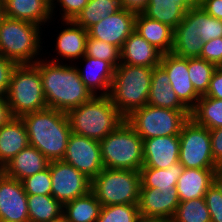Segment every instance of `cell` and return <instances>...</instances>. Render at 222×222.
Masks as SVG:
<instances>
[{
    "label": "cell",
    "mask_w": 222,
    "mask_h": 222,
    "mask_svg": "<svg viewBox=\"0 0 222 222\" xmlns=\"http://www.w3.org/2000/svg\"><path fill=\"white\" fill-rule=\"evenodd\" d=\"M29 222H54L63 217V205L52 195H27Z\"/></svg>",
    "instance_id": "obj_29"
},
{
    "label": "cell",
    "mask_w": 222,
    "mask_h": 222,
    "mask_svg": "<svg viewBox=\"0 0 222 222\" xmlns=\"http://www.w3.org/2000/svg\"><path fill=\"white\" fill-rule=\"evenodd\" d=\"M152 73L151 67L122 63L114 69L108 96L124 117L148 104Z\"/></svg>",
    "instance_id": "obj_5"
},
{
    "label": "cell",
    "mask_w": 222,
    "mask_h": 222,
    "mask_svg": "<svg viewBox=\"0 0 222 222\" xmlns=\"http://www.w3.org/2000/svg\"><path fill=\"white\" fill-rule=\"evenodd\" d=\"M134 31L163 54L172 52L174 29L170 26L137 13Z\"/></svg>",
    "instance_id": "obj_25"
},
{
    "label": "cell",
    "mask_w": 222,
    "mask_h": 222,
    "mask_svg": "<svg viewBox=\"0 0 222 222\" xmlns=\"http://www.w3.org/2000/svg\"><path fill=\"white\" fill-rule=\"evenodd\" d=\"M172 219L175 222H211L204 197L181 201Z\"/></svg>",
    "instance_id": "obj_35"
},
{
    "label": "cell",
    "mask_w": 222,
    "mask_h": 222,
    "mask_svg": "<svg viewBox=\"0 0 222 222\" xmlns=\"http://www.w3.org/2000/svg\"><path fill=\"white\" fill-rule=\"evenodd\" d=\"M2 16H3V15H2L1 10H0V22H1V18H2Z\"/></svg>",
    "instance_id": "obj_54"
},
{
    "label": "cell",
    "mask_w": 222,
    "mask_h": 222,
    "mask_svg": "<svg viewBox=\"0 0 222 222\" xmlns=\"http://www.w3.org/2000/svg\"><path fill=\"white\" fill-rule=\"evenodd\" d=\"M61 24L63 29H61L62 26L59 27L60 32L58 31V34H56V43H53L55 49L52 48L56 54L54 57V54L51 55L50 53L48 56L54 59L50 57L49 61L64 63L66 60L69 64H72V62L74 64L76 60H80L85 55L88 33L86 29L77 25L73 20H62Z\"/></svg>",
    "instance_id": "obj_16"
},
{
    "label": "cell",
    "mask_w": 222,
    "mask_h": 222,
    "mask_svg": "<svg viewBox=\"0 0 222 222\" xmlns=\"http://www.w3.org/2000/svg\"><path fill=\"white\" fill-rule=\"evenodd\" d=\"M212 157L222 167V127L210 129Z\"/></svg>",
    "instance_id": "obj_44"
},
{
    "label": "cell",
    "mask_w": 222,
    "mask_h": 222,
    "mask_svg": "<svg viewBox=\"0 0 222 222\" xmlns=\"http://www.w3.org/2000/svg\"><path fill=\"white\" fill-rule=\"evenodd\" d=\"M89 0H56L54 6L51 8V15L53 20L59 17L58 21L62 20H74L78 14L82 11V9L88 4ZM57 5L61 8H58ZM57 7V10H56ZM59 15L55 13L58 12ZM57 16L56 18H54Z\"/></svg>",
    "instance_id": "obj_40"
},
{
    "label": "cell",
    "mask_w": 222,
    "mask_h": 222,
    "mask_svg": "<svg viewBox=\"0 0 222 222\" xmlns=\"http://www.w3.org/2000/svg\"><path fill=\"white\" fill-rule=\"evenodd\" d=\"M71 131L101 141L114 131L125 117L108 95H94L89 101L67 112Z\"/></svg>",
    "instance_id": "obj_3"
},
{
    "label": "cell",
    "mask_w": 222,
    "mask_h": 222,
    "mask_svg": "<svg viewBox=\"0 0 222 222\" xmlns=\"http://www.w3.org/2000/svg\"><path fill=\"white\" fill-rule=\"evenodd\" d=\"M54 222H67L63 217L57 221H54Z\"/></svg>",
    "instance_id": "obj_53"
},
{
    "label": "cell",
    "mask_w": 222,
    "mask_h": 222,
    "mask_svg": "<svg viewBox=\"0 0 222 222\" xmlns=\"http://www.w3.org/2000/svg\"><path fill=\"white\" fill-rule=\"evenodd\" d=\"M141 187L140 171L104 168L91 180V192L102 206L138 204Z\"/></svg>",
    "instance_id": "obj_8"
},
{
    "label": "cell",
    "mask_w": 222,
    "mask_h": 222,
    "mask_svg": "<svg viewBox=\"0 0 222 222\" xmlns=\"http://www.w3.org/2000/svg\"><path fill=\"white\" fill-rule=\"evenodd\" d=\"M97 222H142L138 204L102 206Z\"/></svg>",
    "instance_id": "obj_37"
},
{
    "label": "cell",
    "mask_w": 222,
    "mask_h": 222,
    "mask_svg": "<svg viewBox=\"0 0 222 222\" xmlns=\"http://www.w3.org/2000/svg\"><path fill=\"white\" fill-rule=\"evenodd\" d=\"M200 58L214 64L216 67L222 66V37L204 42Z\"/></svg>",
    "instance_id": "obj_42"
},
{
    "label": "cell",
    "mask_w": 222,
    "mask_h": 222,
    "mask_svg": "<svg viewBox=\"0 0 222 222\" xmlns=\"http://www.w3.org/2000/svg\"><path fill=\"white\" fill-rule=\"evenodd\" d=\"M204 42L194 30H174L172 53L184 58L200 57Z\"/></svg>",
    "instance_id": "obj_34"
},
{
    "label": "cell",
    "mask_w": 222,
    "mask_h": 222,
    "mask_svg": "<svg viewBox=\"0 0 222 222\" xmlns=\"http://www.w3.org/2000/svg\"><path fill=\"white\" fill-rule=\"evenodd\" d=\"M168 74L170 84L180 102L191 112L201 95L195 90L188 72V58L165 53L159 64Z\"/></svg>",
    "instance_id": "obj_13"
},
{
    "label": "cell",
    "mask_w": 222,
    "mask_h": 222,
    "mask_svg": "<svg viewBox=\"0 0 222 222\" xmlns=\"http://www.w3.org/2000/svg\"><path fill=\"white\" fill-rule=\"evenodd\" d=\"M27 195H51L52 181L49 167L22 180Z\"/></svg>",
    "instance_id": "obj_39"
},
{
    "label": "cell",
    "mask_w": 222,
    "mask_h": 222,
    "mask_svg": "<svg viewBox=\"0 0 222 222\" xmlns=\"http://www.w3.org/2000/svg\"><path fill=\"white\" fill-rule=\"evenodd\" d=\"M204 198L211 222H222V194L214 184L206 191Z\"/></svg>",
    "instance_id": "obj_41"
},
{
    "label": "cell",
    "mask_w": 222,
    "mask_h": 222,
    "mask_svg": "<svg viewBox=\"0 0 222 222\" xmlns=\"http://www.w3.org/2000/svg\"><path fill=\"white\" fill-rule=\"evenodd\" d=\"M190 117L209 130L222 127V99L202 95Z\"/></svg>",
    "instance_id": "obj_33"
},
{
    "label": "cell",
    "mask_w": 222,
    "mask_h": 222,
    "mask_svg": "<svg viewBox=\"0 0 222 222\" xmlns=\"http://www.w3.org/2000/svg\"><path fill=\"white\" fill-rule=\"evenodd\" d=\"M51 195L62 205L88 194L91 180L64 160L51 161Z\"/></svg>",
    "instance_id": "obj_11"
},
{
    "label": "cell",
    "mask_w": 222,
    "mask_h": 222,
    "mask_svg": "<svg viewBox=\"0 0 222 222\" xmlns=\"http://www.w3.org/2000/svg\"><path fill=\"white\" fill-rule=\"evenodd\" d=\"M148 105L172 110H188L178 99L167 72L160 65L153 68Z\"/></svg>",
    "instance_id": "obj_27"
},
{
    "label": "cell",
    "mask_w": 222,
    "mask_h": 222,
    "mask_svg": "<svg viewBox=\"0 0 222 222\" xmlns=\"http://www.w3.org/2000/svg\"><path fill=\"white\" fill-rule=\"evenodd\" d=\"M16 66L13 60L0 55V97H6L11 74Z\"/></svg>",
    "instance_id": "obj_43"
},
{
    "label": "cell",
    "mask_w": 222,
    "mask_h": 222,
    "mask_svg": "<svg viewBox=\"0 0 222 222\" xmlns=\"http://www.w3.org/2000/svg\"><path fill=\"white\" fill-rule=\"evenodd\" d=\"M200 7L210 16L222 20V0H201Z\"/></svg>",
    "instance_id": "obj_46"
},
{
    "label": "cell",
    "mask_w": 222,
    "mask_h": 222,
    "mask_svg": "<svg viewBox=\"0 0 222 222\" xmlns=\"http://www.w3.org/2000/svg\"><path fill=\"white\" fill-rule=\"evenodd\" d=\"M142 222H175V221L172 218H170V219L142 220Z\"/></svg>",
    "instance_id": "obj_51"
},
{
    "label": "cell",
    "mask_w": 222,
    "mask_h": 222,
    "mask_svg": "<svg viewBox=\"0 0 222 222\" xmlns=\"http://www.w3.org/2000/svg\"><path fill=\"white\" fill-rule=\"evenodd\" d=\"M190 116L189 110H172L147 104L132 111L125 117V121L144 140L179 135Z\"/></svg>",
    "instance_id": "obj_9"
},
{
    "label": "cell",
    "mask_w": 222,
    "mask_h": 222,
    "mask_svg": "<svg viewBox=\"0 0 222 222\" xmlns=\"http://www.w3.org/2000/svg\"><path fill=\"white\" fill-rule=\"evenodd\" d=\"M162 55L161 51L134 31L121 49V63L154 68L159 66Z\"/></svg>",
    "instance_id": "obj_21"
},
{
    "label": "cell",
    "mask_w": 222,
    "mask_h": 222,
    "mask_svg": "<svg viewBox=\"0 0 222 222\" xmlns=\"http://www.w3.org/2000/svg\"><path fill=\"white\" fill-rule=\"evenodd\" d=\"M174 30H194L203 42L222 37V20L206 13L200 6L191 8Z\"/></svg>",
    "instance_id": "obj_26"
},
{
    "label": "cell",
    "mask_w": 222,
    "mask_h": 222,
    "mask_svg": "<svg viewBox=\"0 0 222 222\" xmlns=\"http://www.w3.org/2000/svg\"><path fill=\"white\" fill-rule=\"evenodd\" d=\"M184 167L179 163L172 164L167 169L141 168V187L157 188L160 190H171L176 187L177 180L183 173Z\"/></svg>",
    "instance_id": "obj_30"
},
{
    "label": "cell",
    "mask_w": 222,
    "mask_h": 222,
    "mask_svg": "<svg viewBox=\"0 0 222 222\" xmlns=\"http://www.w3.org/2000/svg\"><path fill=\"white\" fill-rule=\"evenodd\" d=\"M29 144L36 147L50 162L63 160L71 127L66 112L45 108L25 114Z\"/></svg>",
    "instance_id": "obj_2"
},
{
    "label": "cell",
    "mask_w": 222,
    "mask_h": 222,
    "mask_svg": "<svg viewBox=\"0 0 222 222\" xmlns=\"http://www.w3.org/2000/svg\"><path fill=\"white\" fill-rule=\"evenodd\" d=\"M85 56L109 62L114 68L121 64V50L111 43L87 37Z\"/></svg>",
    "instance_id": "obj_38"
},
{
    "label": "cell",
    "mask_w": 222,
    "mask_h": 222,
    "mask_svg": "<svg viewBox=\"0 0 222 222\" xmlns=\"http://www.w3.org/2000/svg\"><path fill=\"white\" fill-rule=\"evenodd\" d=\"M179 163L184 168H219L212 157L210 130L198 125L191 117L180 134Z\"/></svg>",
    "instance_id": "obj_10"
},
{
    "label": "cell",
    "mask_w": 222,
    "mask_h": 222,
    "mask_svg": "<svg viewBox=\"0 0 222 222\" xmlns=\"http://www.w3.org/2000/svg\"><path fill=\"white\" fill-rule=\"evenodd\" d=\"M213 184L217 187V189L222 194V167H219L215 170L213 176Z\"/></svg>",
    "instance_id": "obj_50"
},
{
    "label": "cell",
    "mask_w": 222,
    "mask_h": 222,
    "mask_svg": "<svg viewBox=\"0 0 222 222\" xmlns=\"http://www.w3.org/2000/svg\"><path fill=\"white\" fill-rule=\"evenodd\" d=\"M63 160L90 180L103 169L99 141L71 132Z\"/></svg>",
    "instance_id": "obj_12"
},
{
    "label": "cell",
    "mask_w": 222,
    "mask_h": 222,
    "mask_svg": "<svg viewBox=\"0 0 222 222\" xmlns=\"http://www.w3.org/2000/svg\"><path fill=\"white\" fill-rule=\"evenodd\" d=\"M121 0H89L78 16L73 20L77 25L88 29L92 25L106 19L109 15L123 10Z\"/></svg>",
    "instance_id": "obj_31"
},
{
    "label": "cell",
    "mask_w": 222,
    "mask_h": 222,
    "mask_svg": "<svg viewBox=\"0 0 222 222\" xmlns=\"http://www.w3.org/2000/svg\"><path fill=\"white\" fill-rule=\"evenodd\" d=\"M200 1L201 0H176V2L179 3L186 11L200 6Z\"/></svg>",
    "instance_id": "obj_49"
},
{
    "label": "cell",
    "mask_w": 222,
    "mask_h": 222,
    "mask_svg": "<svg viewBox=\"0 0 222 222\" xmlns=\"http://www.w3.org/2000/svg\"><path fill=\"white\" fill-rule=\"evenodd\" d=\"M14 118L6 97H0V127L9 123Z\"/></svg>",
    "instance_id": "obj_47"
},
{
    "label": "cell",
    "mask_w": 222,
    "mask_h": 222,
    "mask_svg": "<svg viewBox=\"0 0 222 222\" xmlns=\"http://www.w3.org/2000/svg\"><path fill=\"white\" fill-rule=\"evenodd\" d=\"M6 99L14 117L47 108L40 72L34 64L14 68Z\"/></svg>",
    "instance_id": "obj_7"
},
{
    "label": "cell",
    "mask_w": 222,
    "mask_h": 222,
    "mask_svg": "<svg viewBox=\"0 0 222 222\" xmlns=\"http://www.w3.org/2000/svg\"><path fill=\"white\" fill-rule=\"evenodd\" d=\"M50 161L36 148L28 145L15 155L0 171L6 176L22 181L26 177L48 168Z\"/></svg>",
    "instance_id": "obj_22"
},
{
    "label": "cell",
    "mask_w": 222,
    "mask_h": 222,
    "mask_svg": "<svg viewBox=\"0 0 222 222\" xmlns=\"http://www.w3.org/2000/svg\"><path fill=\"white\" fill-rule=\"evenodd\" d=\"M216 169L218 168H184L176 185L180 202L204 197L213 184Z\"/></svg>",
    "instance_id": "obj_23"
},
{
    "label": "cell",
    "mask_w": 222,
    "mask_h": 222,
    "mask_svg": "<svg viewBox=\"0 0 222 222\" xmlns=\"http://www.w3.org/2000/svg\"><path fill=\"white\" fill-rule=\"evenodd\" d=\"M44 58L34 65L40 72L47 107L67 113L94 96L73 63L52 62L49 57Z\"/></svg>",
    "instance_id": "obj_1"
},
{
    "label": "cell",
    "mask_w": 222,
    "mask_h": 222,
    "mask_svg": "<svg viewBox=\"0 0 222 222\" xmlns=\"http://www.w3.org/2000/svg\"><path fill=\"white\" fill-rule=\"evenodd\" d=\"M0 10L3 16L18 19L33 24H53L51 8L42 0H0Z\"/></svg>",
    "instance_id": "obj_20"
},
{
    "label": "cell",
    "mask_w": 222,
    "mask_h": 222,
    "mask_svg": "<svg viewBox=\"0 0 222 222\" xmlns=\"http://www.w3.org/2000/svg\"><path fill=\"white\" fill-rule=\"evenodd\" d=\"M125 10L134 13H142L149 3V0H121Z\"/></svg>",
    "instance_id": "obj_48"
},
{
    "label": "cell",
    "mask_w": 222,
    "mask_h": 222,
    "mask_svg": "<svg viewBox=\"0 0 222 222\" xmlns=\"http://www.w3.org/2000/svg\"><path fill=\"white\" fill-rule=\"evenodd\" d=\"M179 203L176 187L160 191L157 188H140L138 208L142 220L173 218Z\"/></svg>",
    "instance_id": "obj_17"
},
{
    "label": "cell",
    "mask_w": 222,
    "mask_h": 222,
    "mask_svg": "<svg viewBox=\"0 0 222 222\" xmlns=\"http://www.w3.org/2000/svg\"><path fill=\"white\" fill-rule=\"evenodd\" d=\"M102 205L90 191L63 205V218L67 222H97Z\"/></svg>",
    "instance_id": "obj_28"
},
{
    "label": "cell",
    "mask_w": 222,
    "mask_h": 222,
    "mask_svg": "<svg viewBox=\"0 0 222 222\" xmlns=\"http://www.w3.org/2000/svg\"><path fill=\"white\" fill-rule=\"evenodd\" d=\"M135 17L136 13L132 11L125 9L117 11L89 27L88 36L111 43L121 50L125 40L135 30Z\"/></svg>",
    "instance_id": "obj_15"
},
{
    "label": "cell",
    "mask_w": 222,
    "mask_h": 222,
    "mask_svg": "<svg viewBox=\"0 0 222 222\" xmlns=\"http://www.w3.org/2000/svg\"><path fill=\"white\" fill-rule=\"evenodd\" d=\"M179 135L161 136L143 140L141 168L167 169L179 162Z\"/></svg>",
    "instance_id": "obj_18"
},
{
    "label": "cell",
    "mask_w": 222,
    "mask_h": 222,
    "mask_svg": "<svg viewBox=\"0 0 222 222\" xmlns=\"http://www.w3.org/2000/svg\"><path fill=\"white\" fill-rule=\"evenodd\" d=\"M186 12L176 0H149L142 14L175 29L184 19Z\"/></svg>",
    "instance_id": "obj_32"
},
{
    "label": "cell",
    "mask_w": 222,
    "mask_h": 222,
    "mask_svg": "<svg viewBox=\"0 0 222 222\" xmlns=\"http://www.w3.org/2000/svg\"><path fill=\"white\" fill-rule=\"evenodd\" d=\"M99 144L104 168L140 171L143 166V140L126 121Z\"/></svg>",
    "instance_id": "obj_6"
},
{
    "label": "cell",
    "mask_w": 222,
    "mask_h": 222,
    "mask_svg": "<svg viewBox=\"0 0 222 222\" xmlns=\"http://www.w3.org/2000/svg\"><path fill=\"white\" fill-rule=\"evenodd\" d=\"M28 145L30 144L27 129L20 117H14L9 123L1 126L0 169Z\"/></svg>",
    "instance_id": "obj_24"
},
{
    "label": "cell",
    "mask_w": 222,
    "mask_h": 222,
    "mask_svg": "<svg viewBox=\"0 0 222 222\" xmlns=\"http://www.w3.org/2000/svg\"><path fill=\"white\" fill-rule=\"evenodd\" d=\"M45 4H47L50 8H52L55 4L56 0H42Z\"/></svg>",
    "instance_id": "obj_52"
},
{
    "label": "cell",
    "mask_w": 222,
    "mask_h": 222,
    "mask_svg": "<svg viewBox=\"0 0 222 222\" xmlns=\"http://www.w3.org/2000/svg\"><path fill=\"white\" fill-rule=\"evenodd\" d=\"M204 96L222 99V66L216 67L211 77L209 89Z\"/></svg>",
    "instance_id": "obj_45"
},
{
    "label": "cell",
    "mask_w": 222,
    "mask_h": 222,
    "mask_svg": "<svg viewBox=\"0 0 222 222\" xmlns=\"http://www.w3.org/2000/svg\"><path fill=\"white\" fill-rule=\"evenodd\" d=\"M0 222H29L27 194L22 181L0 171Z\"/></svg>",
    "instance_id": "obj_14"
},
{
    "label": "cell",
    "mask_w": 222,
    "mask_h": 222,
    "mask_svg": "<svg viewBox=\"0 0 222 222\" xmlns=\"http://www.w3.org/2000/svg\"><path fill=\"white\" fill-rule=\"evenodd\" d=\"M43 27L31 22L2 16L0 22V55L17 65L35 64L43 51ZM40 55V56H39Z\"/></svg>",
    "instance_id": "obj_4"
},
{
    "label": "cell",
    "mask_w": 222,
    "mask_h": 222,
    "mask_svg": "<svg viewBox=\"0 0 222 222\" xmlns=\"http://www.w3.org/2000/svg\"><path fill=\"white\" fill-rule=\"evenodd\" d=\"M78 61L85 62L82 69L80 68L82 64L77 65ZM78 61L74 62V65L77 67L79 76L85 86L93 95H108L115 68L107 61L85 55Z\"/></svg>",
    "instance_id": "obj_19"
},
{
    "label": "cell",
    "mask_w": 222,
    "mask_h": 222,
    "mask_svg": "<svg viewBox=\"0 0 222 222\" xmlns=\"http://www.w3.org/2000/svg\"><path fill=\"white\" fill-rule=\"evenodd\" d=\"M216 66L203 58H188V72L195 90L202 96L209 89Z\"/></svg>",
    "instance_id": "obj_36"
}]
</instances>
